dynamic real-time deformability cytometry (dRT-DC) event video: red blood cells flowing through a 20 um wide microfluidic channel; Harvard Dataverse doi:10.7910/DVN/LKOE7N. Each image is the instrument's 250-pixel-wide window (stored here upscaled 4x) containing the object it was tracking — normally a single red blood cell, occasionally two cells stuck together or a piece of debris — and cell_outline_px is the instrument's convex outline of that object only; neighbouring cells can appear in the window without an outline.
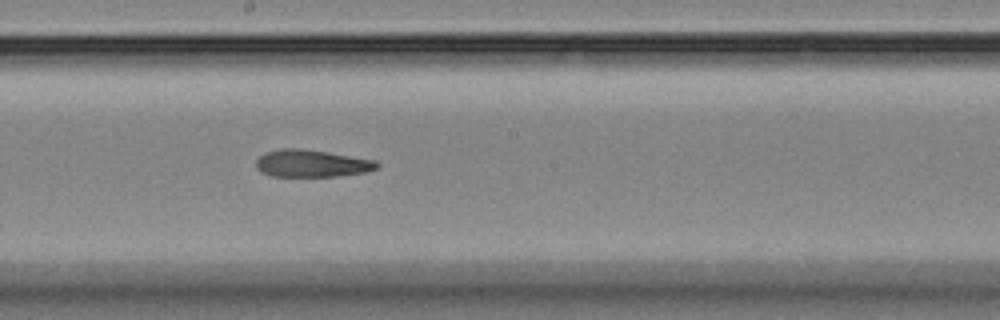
{"species": "Egyptian fruit bat (a non-hibernating species)", "species_latin": "Rousettus aegyptiacus", "temperature_condition": "room temperature", "stored_images_in_passage": 10, "segment_of_instrument_passage": [1, 2], "camera_frame_rate_fps": 3000, "um_per_image_px": 0.085, "animal": {"sex": "female"}, "frame": {"image": 1, "passage_image": 9, "time_ms": 9.0, "image_size_px": [1000, 320], "cell_outline_px": [[380, 164], [376, 168], [368, 172], [340, 176], [272, 176], [260, 172], [256, 168], [256, 160], [260, 156], [268, 152], [280, 148], [300, 148], [328, 152], [376, 160]], "centroid_in_image_um": [26.51, 13.89], "position_along_channel_um": 221.7, "area_um2": 19.31}}